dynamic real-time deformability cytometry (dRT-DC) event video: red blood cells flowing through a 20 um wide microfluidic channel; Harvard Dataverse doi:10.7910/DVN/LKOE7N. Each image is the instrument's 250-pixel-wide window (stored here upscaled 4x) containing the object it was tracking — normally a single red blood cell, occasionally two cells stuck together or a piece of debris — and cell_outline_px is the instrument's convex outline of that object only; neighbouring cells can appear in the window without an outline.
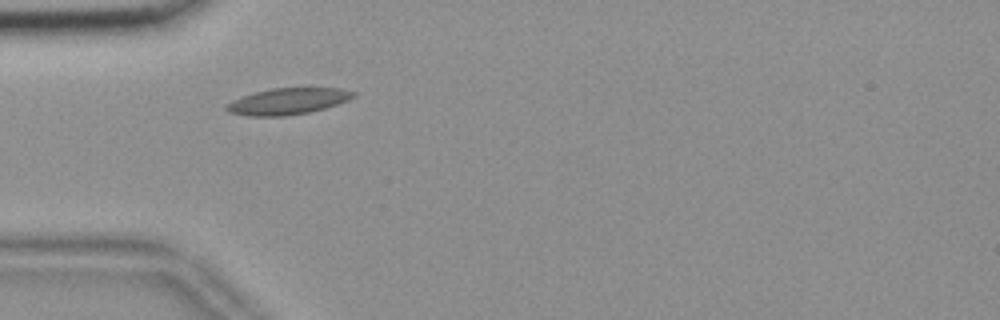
{"species": "common noctule bat (a hibernating species)", "species_latin": "Nyctalus noctula", "temperature_condition": "room temperature", "stored_images_in_passage": 33, "camera_frame_rate_fps": 3000, "um_per_image_px": 0.085, "animal": {"sex": "female", "body_mass_g": 18.4}, "frame": {"image": 1, "passage_image": 1, "time_ms": 0.0, "image_size_px": [1000, 320], "cell_outline_px": [[356, 96], [348, 100], [324, 108], [308, 112], [288, 116], [248, 116], [228, 112], [224, 108], [224, 104], [232, 100], [256, 92], [272, 88], [340, 88], [356, 92]], "centroid_in_image_um": [24.44, 8.61], "position_along_channel_um": 60.6, "area_um2": 19.48}}
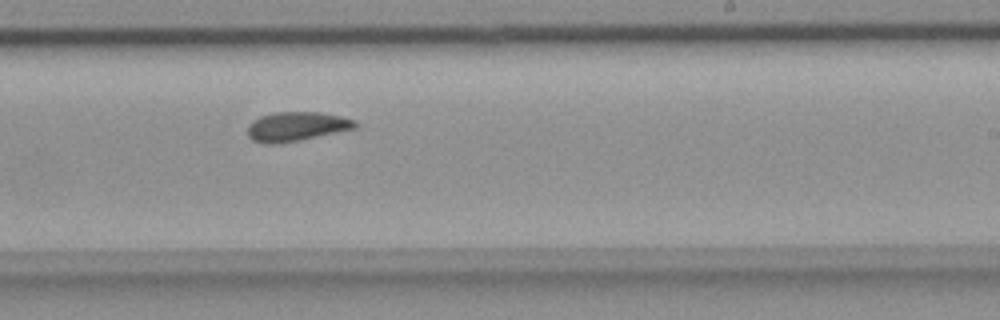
{"frame": {"image": 2, "passage_image": 18, "time_ms": 5.667, "image_size_px": [1000, 320], "cell_outline_px": [[356, 128], [300, 140], [276, 144], [264, 144], [252, 140], [248, 136], [248, 124], [252, 120], [260, 116], [276, 112], [320, 112], [340, 116], [356, 120]], "centroid_in_image_um": [25.16, 10.75], "position_along_channel_um": 263.8, "area_um2": 18.38}}
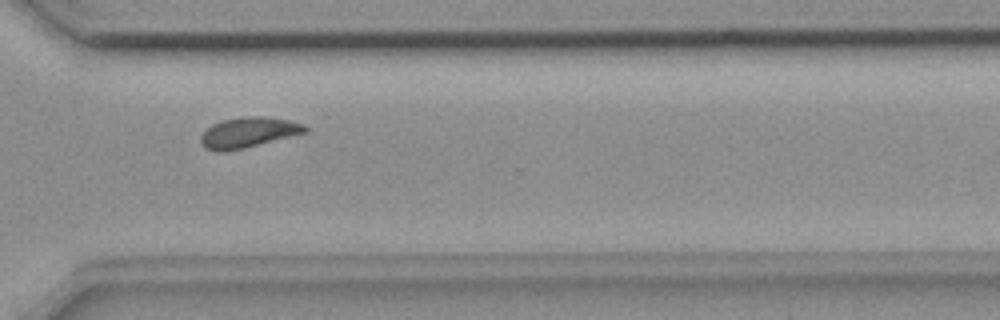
{"frame": {"image": 3, "passage_image": 25, "time_ms": 8.0, "image_size_px": [1000, 320], "cell_outline_px": [[308, 132], [244, 148], [224, 152], [220, 152], [204, 148], [200, 140], [200, 136], [212, 124], [224, 120], [244, 116], [264, 116], [288, 120], [304, 124], [308, 128]], "centroid_in_image_um": [21.12, 11.26], "position_along_channel_um": 349.5, "area_um2": 18.44}, "authors_computed_cell_mechanics": {"area_um2": 18.3804, "velocity_mm_per_s": 3.6476, "shape_relaxation_time_tau1_ms": null, "shape_relaxation_time_tau2_ms": 2.8515, "deformation_change_tau1": null, "deformation_change_tau2": 0.064}}